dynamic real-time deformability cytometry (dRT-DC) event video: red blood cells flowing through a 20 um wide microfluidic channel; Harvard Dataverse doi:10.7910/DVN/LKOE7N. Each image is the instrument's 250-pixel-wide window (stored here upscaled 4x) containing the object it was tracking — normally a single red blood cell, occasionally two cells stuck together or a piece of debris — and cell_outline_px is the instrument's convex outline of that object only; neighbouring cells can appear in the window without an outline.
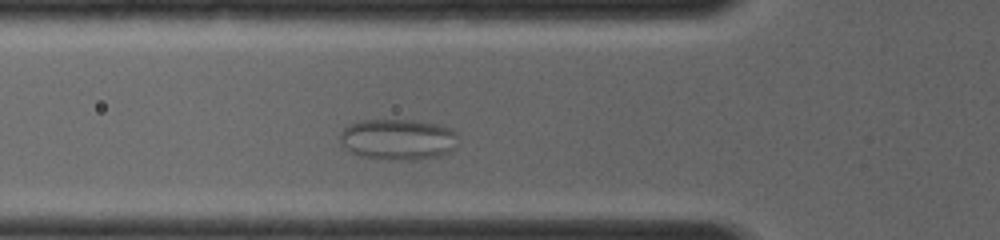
{"species": "common noctule bat (a hibernating species)", "species_latin": "Nyctalus noctula", "temperature_condition": "room temperature", "stored_images_in_passage": 4, "segment_of_instrument_passage": [1, 2], "camera_frame_rate_fps": 4000, "um_per_image_px": 0.085, "animal": {"sex": "female", "body_mass_g": 19.0, "forearm_length_mm": 56.7}, "frame": {"image": 1, "passage_image": 3, "time_ms": 1.75, "image_size_px": [1000, 240], "cell_outline_px": [[456, 148], [448, 152], [436, 156], [408, 160], [388, 160], [360, 156], [352, 152], [340, 144], [340, 132], [348, 124], [360, 120], [412, 120], [436, 124], [452, 128], [456, 132]], "centroid_in_image_um": [33.8, 11.84], "position_along_channel_um": 92.0, "area_um2": 28.26}}